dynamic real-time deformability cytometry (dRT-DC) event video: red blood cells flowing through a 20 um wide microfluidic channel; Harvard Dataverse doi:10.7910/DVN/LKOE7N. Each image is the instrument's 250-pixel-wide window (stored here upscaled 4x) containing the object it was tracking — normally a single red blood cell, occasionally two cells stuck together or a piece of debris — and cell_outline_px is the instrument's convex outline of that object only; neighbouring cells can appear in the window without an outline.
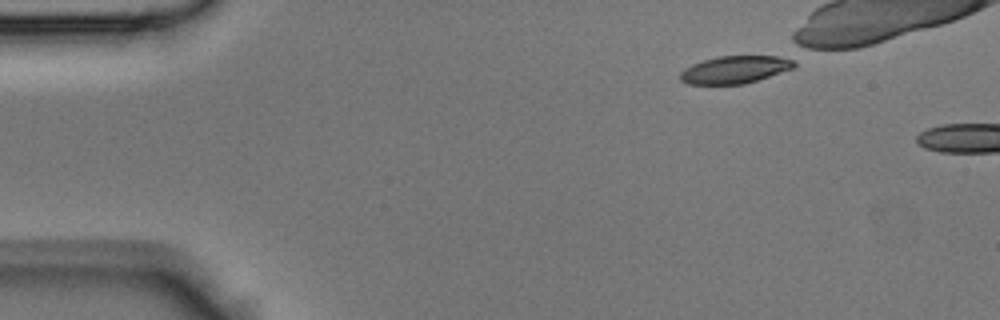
{"species": "Egyptian fruit bat (a non-hibernating species)", "species_latin": "Rousettus aegyptiacus", "temperature_condition": "room temperature", "stored_images_in_passage": 5, "camera_frame_rate_fps": 3000, "um_per_image_px": 0.085, "animal": {"sex": "male"}, "frame": {"image": 1, "passage_image": 1, "time_ms": 0.0, "image_size_px": [1000, 320], "cell_outline_px": [[796, 64], [792, 68], [744, 84], [688, 84], [680, 80], [680, 72], [684, 68], [692, 64], [716, 56], [792, 56]], "centroid_in_image_um": [62.47, 5.9], "position_along_channel_um": 22.5, "area_um2": 18.26}}